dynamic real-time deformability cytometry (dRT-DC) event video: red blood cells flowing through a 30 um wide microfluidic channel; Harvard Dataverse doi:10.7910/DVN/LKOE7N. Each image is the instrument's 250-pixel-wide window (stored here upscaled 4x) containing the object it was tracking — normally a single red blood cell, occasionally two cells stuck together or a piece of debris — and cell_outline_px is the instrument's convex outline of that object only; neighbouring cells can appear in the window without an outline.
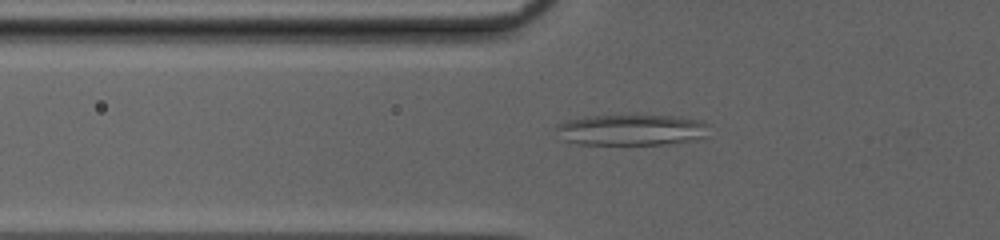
{"species": "common noctule bat (a hibernating species)", "species_latin": "Nyctalus noctula", "temperature_condition": "cold", "stored_images_in_passage": 54, "camera_frame_rate_fps": 3000, "um_per_image_px": 0.085, "animal": {"sex": "female", "body_mass_g": 20.0, "forearm_length_mm": 54.0}, "frame": {"image": 1, "passage_image": 22, "time_ms": 7.0, "image_size_px": [1000, 240], "cell_outline_px": [[708, 124], [704, 140], [664, 144], [576, 144], [560, 140], [556, 128], [556, 124], [564, 120], [584, 116], [636, 112], [672, 116], [700, 120]], "centroid_in_image_um": [53.63, 11.0], "position_along_channel_um": 72.2, "area_um2": 29.19}}
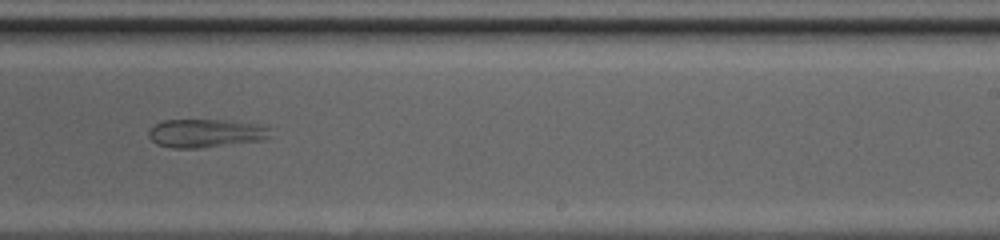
{"frame": {"image": 2, "passage_image": 37, "time_ms": 12.0, "image_size_px": [1000, 240], "cell_outline_px": [[272, 128], [268, 136], [264, 140], [200, 148], [172, 148], [156, 144], [148, 136], [148, 132], [156, 124], [164, 120], [224, 120], [256, 124]], "centroid_in_image_um": [17.48, 11.33], "position_along_channel_um": 271.5, "area_um2": 20.06}}
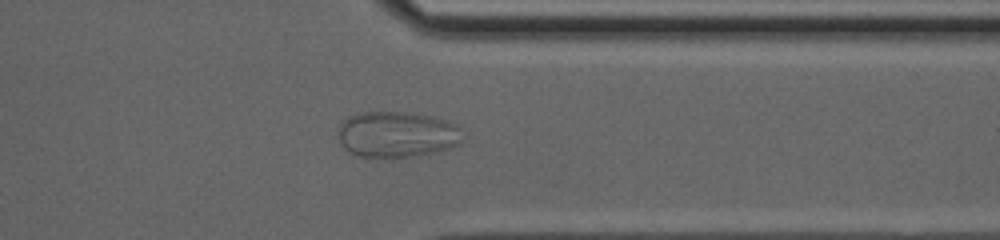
{"frame": {"image": 3, "passage_image": 45, "time_ms": 14.667, "image_size_px": [1000, 240], "cell_outline_px": [[460, 144], [448, 148], [432, 152], [412, 156], [360, 156], [348, 152], [340, 144], [340, 124], [348, 116], [356, 112], [408, 112], [432, 116], [456, 124], [460, 128]], "centroid_in_image_um": [33.71, 11.4], "position_along_channel_um": 377.7, "area_um2": 32.95}}